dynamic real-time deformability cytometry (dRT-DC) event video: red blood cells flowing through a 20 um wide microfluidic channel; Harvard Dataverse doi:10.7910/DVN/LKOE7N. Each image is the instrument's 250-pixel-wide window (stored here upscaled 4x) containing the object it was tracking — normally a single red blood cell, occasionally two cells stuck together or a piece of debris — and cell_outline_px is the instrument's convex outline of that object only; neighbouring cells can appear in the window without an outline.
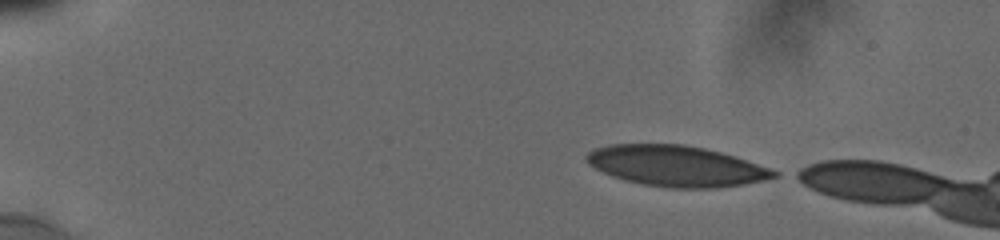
{"species": "human", "species_latin": "Homo sapiens", "temperature_condition": "cold", "stored_images_in_passage": 8, "camera_frame_rate_fps": 3000, "um_per_image_px": 0.085, "donor": {"sex": "male"}, "frame": {"image": 1, "passage_image": 1, "time_ms": 0.0, "image_size_px": [1000, 240], "cell_outline_px": [[780, 176], [764, 180], [744, 184], [720, 188], [672, 188], [644, 184], [624, 180], [612, 176], [588, 164], [584, 156], [588, 152], [596, 148], [608, 144], [684, 144], [704, 148], [736, 156], [780, 172]], "centroid_in_image_um": [57.5, 14.11], "position_along_channel_um": 27.5, "area_um2": 44.56}}